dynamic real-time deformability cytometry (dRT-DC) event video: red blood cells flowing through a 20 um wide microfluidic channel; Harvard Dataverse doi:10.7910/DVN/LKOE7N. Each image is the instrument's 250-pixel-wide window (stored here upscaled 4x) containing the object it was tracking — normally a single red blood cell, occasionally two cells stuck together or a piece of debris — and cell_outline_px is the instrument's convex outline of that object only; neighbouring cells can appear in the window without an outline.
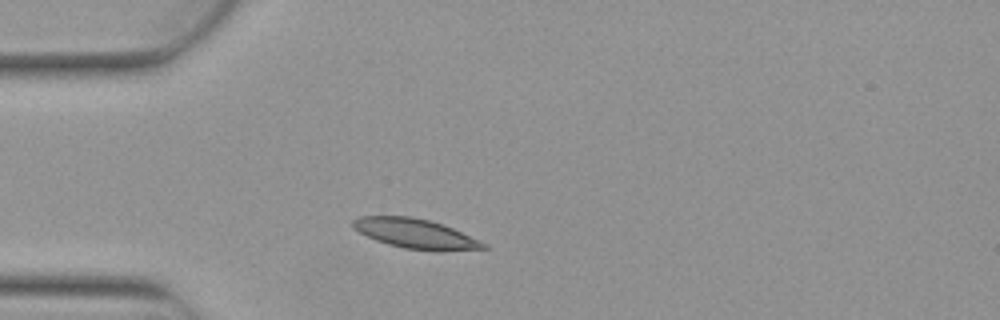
{"species": "Egyptian fruit bat (a non-hibernating species)", "species_latin": "Rousettus aegyptiacus", "temperature_condition": "warm", "stored_images_in_passage": 2, "camera_frame_rate_fps": 3000, "um_per_image_px": 0.085, "animal": {"sex": "female"}, "frame": {"image": 1, "passage_image": 2, "time_ms": 0.333, "image_size_px": [1000, 320], "cell_outline_px": [[488, 248], [440, 252], [436, 252], [404, 248], [388, 244], [376, 240], [352, 228], [352, 220], [360, 216], [412, 216], [428, 220], [452, 228], [480, 240], [488, 244]], "centroid_in_image_um": [35.34, 19.87], "position_along_channel_um": 49.7, "area_um2": 22.66}}